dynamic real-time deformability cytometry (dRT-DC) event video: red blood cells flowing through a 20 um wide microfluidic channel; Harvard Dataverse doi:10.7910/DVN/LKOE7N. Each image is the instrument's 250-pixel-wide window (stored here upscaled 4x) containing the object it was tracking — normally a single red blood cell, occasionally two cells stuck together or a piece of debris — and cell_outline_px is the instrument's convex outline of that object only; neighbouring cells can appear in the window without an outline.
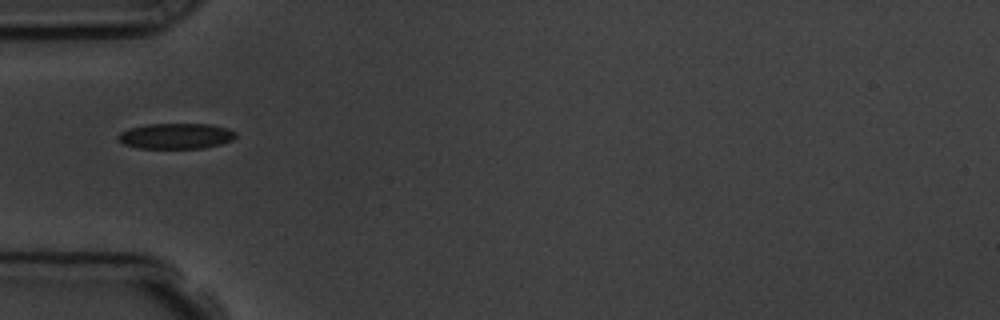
{"species": "common noctule bat (a hibernating species)", "species_latin": "Nyctalus noctula", "temperature_condition": "room temperature", "stored_images_in_passage": 2, "camera_frame_rate_fps": 3000, "um_per_image_px": 0.085, "animal": {"sex": "male", "body_mass_g": 19.5, "forearm_length_mm": 54.6}, "frame": {"image": 1, "passage_image": 1, "time_ms": 0.0, "image_size_px": [1000, 320], "cell_outline_px": [[236, 136], [232, 140], [220, 144], [204, 148], [140, 148], [124, 144], [116, 136], [120, 132], [128, 128], [148, 124], [212, 124], [228, 128], [236, 132]], "centroid_in_image_um": [14.97, 11.55], "position_along_channel_um": 70.0, "area_um2": 17.57}}